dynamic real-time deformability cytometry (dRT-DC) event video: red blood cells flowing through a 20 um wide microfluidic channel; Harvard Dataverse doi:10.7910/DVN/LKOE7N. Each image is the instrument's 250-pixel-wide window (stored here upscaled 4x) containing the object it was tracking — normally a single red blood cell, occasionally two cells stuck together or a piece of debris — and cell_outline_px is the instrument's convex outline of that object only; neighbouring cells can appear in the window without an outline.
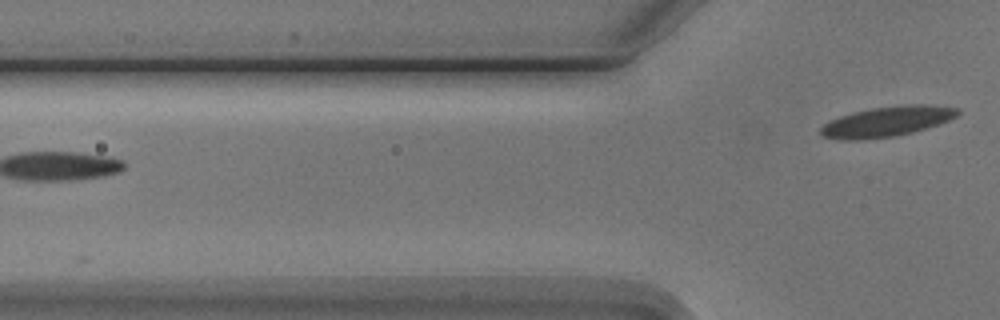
{"species": "Egyptian fruit bat (a non-hibernating species)", "species_latin": "Rousettus aegyptiacus", "temperature_condition": "cold", "stored_images_in_passage": 2, "camera_frame_rate_fps": 3000, "um_per_image_px": 0.085, "animal": {"sex": "male"}, "frame": {"image": 1, "passage_image": 2, "time_ms": 1.333, "image_size_px": [1000, 320], "cell_outline_px": [[960, 112], [956, 116], [948, 120], [912, 132], [892, 136], [860, 140], [840, 140], [824, 136], [820, 132], [820, 128], [824, 124], [840, 116], [852, 112], [872, 108], [908, 104], [920, 104], [956, 108]], "centroid_in_image_um": [75.33, 10.33], "position_along_channel_um": 50.5, "area_um2": 23.58}}